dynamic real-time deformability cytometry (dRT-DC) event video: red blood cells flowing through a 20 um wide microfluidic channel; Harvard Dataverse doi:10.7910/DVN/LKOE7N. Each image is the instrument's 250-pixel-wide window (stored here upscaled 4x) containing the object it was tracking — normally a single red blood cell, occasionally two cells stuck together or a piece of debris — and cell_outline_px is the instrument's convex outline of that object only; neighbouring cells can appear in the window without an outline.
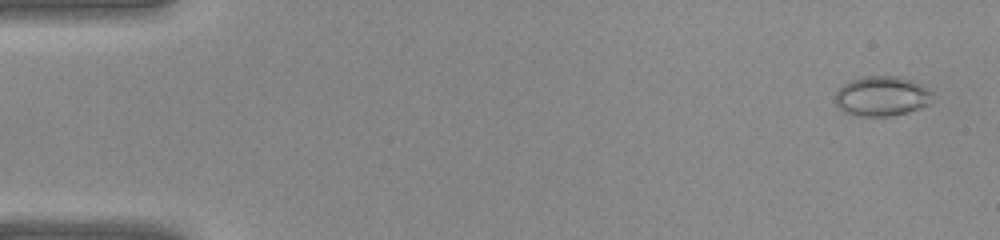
{"species": "common noctule bat (a hibernating species)", "species_latin": "Nyctalus noctula", "temperature_condition": "warm", "stored_images_in_passage": 40, "camera_frame_rate_fps": 3000, "um_per_image_px": 0.085, "animal": {"sex": "female", "body_mass_g": 22.0, "forearm_length_mm": 56.7}, "frame": {"image": 1, "passage_image": 2, "time_ms": 0.333, "image_size_px": [1000, 240], "cell_outline_px": [[932, 92], [928, 104], [920, 108], [908, 112], [892, 116], [856, 116], [840, 112], [836, 104], [836, 92], [844, 84], [852, 80], [864, 76], [900, 76], [912, 80], [920, 84]], "centroid_in_image_um": [74.92, 8.19], "position_along_channel_um": 10.1, "area_um2": 22.66}}
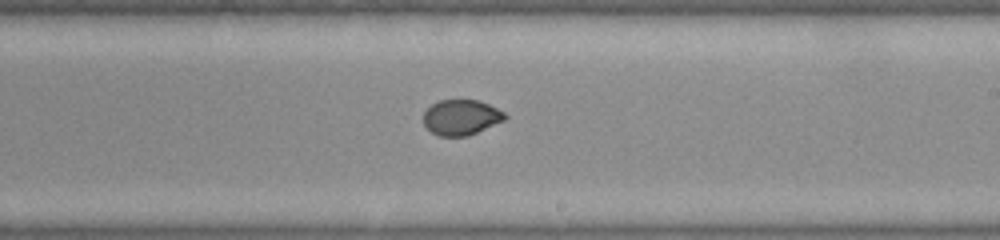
{"frame": {"image": 2, "passage_image": 24, "time_ms": 7.667, "image_size_px": [1000, 240], "cell_outline_px": [[508, 116], [504, 120], [468, 136], [440, 136], [432, 132], [424, 124], [424, 112], [432, 104], [440, 100], [480, 100], [504, 112]], "centroid_in_image_um": [39.2, 9.97], "position_along_channel_um": 249.8, "area_um2": 16.65}}
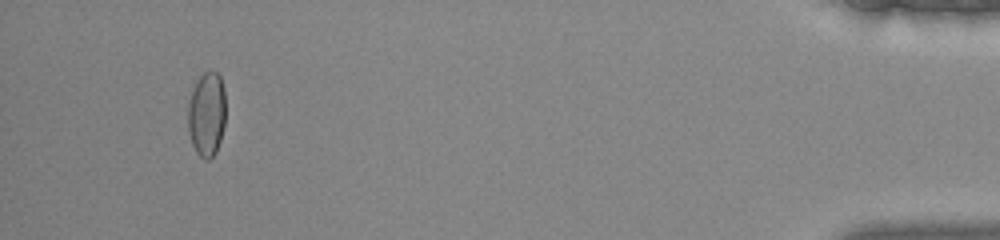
{"frame": {"image": 3, "passage_image": 38, "time_ms": 12.333, "image_size_px": [1000, 240], "cell_outline_px": [[224, 124], [220, 140], [216, 152], [208, 160], [204, 160], [196, 152], [192, 144], [188, 132], [188, 104], [196, 80], [204, 72], [216, 72], [220, 76], [224, 88]], "centroid_in_image_um": [17.55, 9.72], "position_along_channel_um": 417.6, "area_um2": 18.5}}